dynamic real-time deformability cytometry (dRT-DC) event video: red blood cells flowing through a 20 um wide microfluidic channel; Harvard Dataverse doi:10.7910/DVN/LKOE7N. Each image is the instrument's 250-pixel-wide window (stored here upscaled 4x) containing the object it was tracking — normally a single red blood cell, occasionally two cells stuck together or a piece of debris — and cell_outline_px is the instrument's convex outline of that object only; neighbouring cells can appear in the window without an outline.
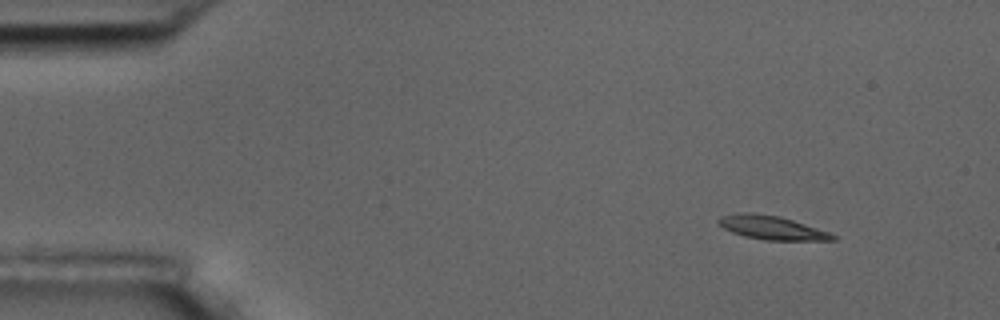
{"species": "common noctule bat (a hibernating species)", "species_latin": "Nyctalus noctula", "temperature_condition": "room temperature", "stored_images_in_passage": 5, "camera_frame_rate_fps": 3000, "um_per_image_px": 0.085, "animal": {"sex": "male", "body_mass_g": 17.5, "forearm_length_mm": 52.3}, "frame": {"image": 1, "passage_image": 1, "time_ms": 0.0, "image_size_px": [1000, 320], "cell_outline_px": [[836, 240], [764, 240], [744, 236], [732, 232], [724, 228], [716, 220], [720, 216], [736, 212], [752, 212], [780, 216], [828, 232], [836, 236]], "centroid_in_image_um": [65.53, 19.34], "position_along_channel_um": 19.5, "area_um2": 15.72}}
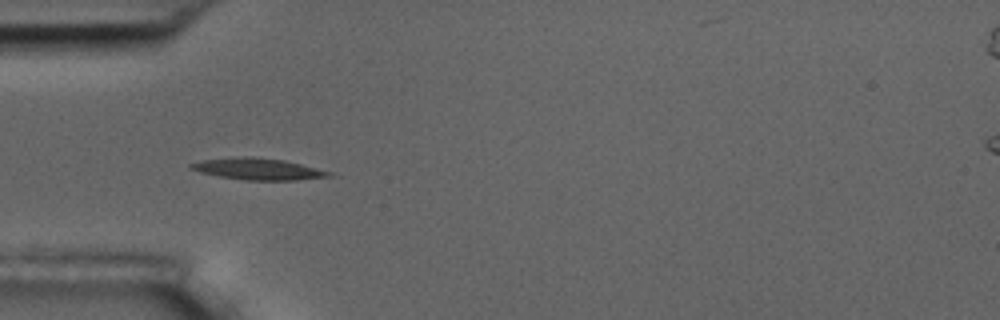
{"frame": {"image": 2, "passage_image": 4, "time_ms": 3.667, "image_size_px": [1000, 320], "cell_outline_px": [[336, 176], [292, 180], [244, 180], [220, 176], [200, 172], [188, 168], [188, 164], [204, 160], [236, 156], [252, 156], [284, 160], [332, 172]], "centroid_in_image_um": [21.92, 14.36], "position_along_channel_um": 63.1, "area_um2": 17.34}}